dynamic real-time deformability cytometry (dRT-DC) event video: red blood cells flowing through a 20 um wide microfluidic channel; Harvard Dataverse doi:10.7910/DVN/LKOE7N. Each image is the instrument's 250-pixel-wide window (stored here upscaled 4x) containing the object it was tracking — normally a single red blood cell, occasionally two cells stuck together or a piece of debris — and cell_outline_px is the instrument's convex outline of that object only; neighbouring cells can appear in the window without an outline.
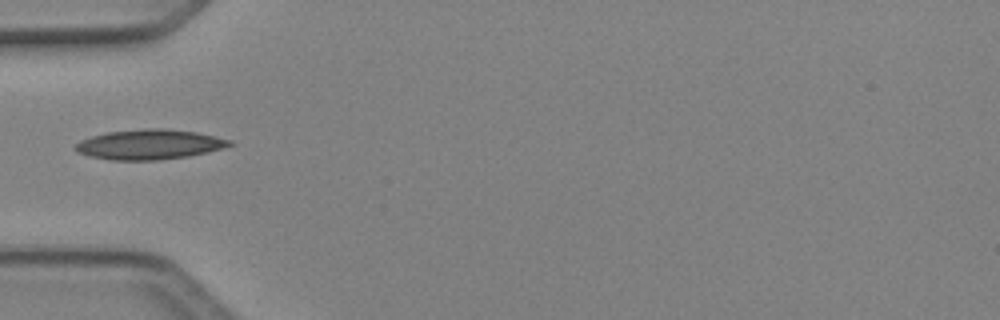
{"species": "Egyptian fruit bat (a non-hibernating species)", "species_latin": "Rousettus aegyptiacus", "temperature_condition": "cold", "stored_images_in_passage": 5, "camera_frame_rate_fps": 3000, "um_per_image_px": 0.085, "animal": {"sex": "female"}, "frame": {"image": 1, "passage_image": 5, "time_ms": 1.333, "image_size_px": [1000, 320], "cell_outline_px": [[236, 144], [208, 152], [188, 156], [160, 160], [112, 160], [88, 156], [76, 152], [72, 148], [80, 140], [92, 136], [108, 132], [144, 128], [164, 128], [196, 132], [232, 140]], "centroid_in_image_um": [12.69, 12.28], "position_along_channel_um": 72.3, "area_um2": 27.11}}